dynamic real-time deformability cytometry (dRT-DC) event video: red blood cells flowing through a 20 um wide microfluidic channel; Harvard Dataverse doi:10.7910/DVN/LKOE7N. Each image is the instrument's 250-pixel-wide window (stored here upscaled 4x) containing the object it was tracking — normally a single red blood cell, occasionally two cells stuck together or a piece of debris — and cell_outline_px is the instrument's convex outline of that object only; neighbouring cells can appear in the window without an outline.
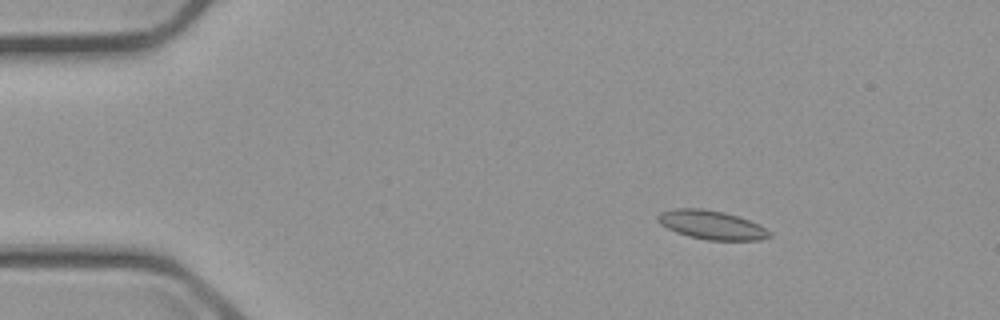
{"species": "common noctule bat (a hibernating species)", "species_latin": "Nyctalus noctula", "temperature_condition": "cold", "stored_images_in_passage": 5, "camera_frame_rate_fps": 3000, "um_per_image_px": 0.085, "animal": {"sex": "male", "body_mass_g": 23.1, "forearm_length_mm": 52.7}, "frame": {"image": 1, "passage_image": 2, "time_ms": 1.333, "image_size_px": [1000, 320], "cell_outline_px": [[772, 236], [760, 240], [708, 240], [688, 236], [676, 232], [660, 224], [656, 220], [656, 216], [660, 212], [676, 208], [700, 208], [724, 212], [748, 220], [772, 232]], "centroid_in_image_um": [60.45, 19.12], "position_along_channel_um": 24.6, "area_um2": 18.67}}